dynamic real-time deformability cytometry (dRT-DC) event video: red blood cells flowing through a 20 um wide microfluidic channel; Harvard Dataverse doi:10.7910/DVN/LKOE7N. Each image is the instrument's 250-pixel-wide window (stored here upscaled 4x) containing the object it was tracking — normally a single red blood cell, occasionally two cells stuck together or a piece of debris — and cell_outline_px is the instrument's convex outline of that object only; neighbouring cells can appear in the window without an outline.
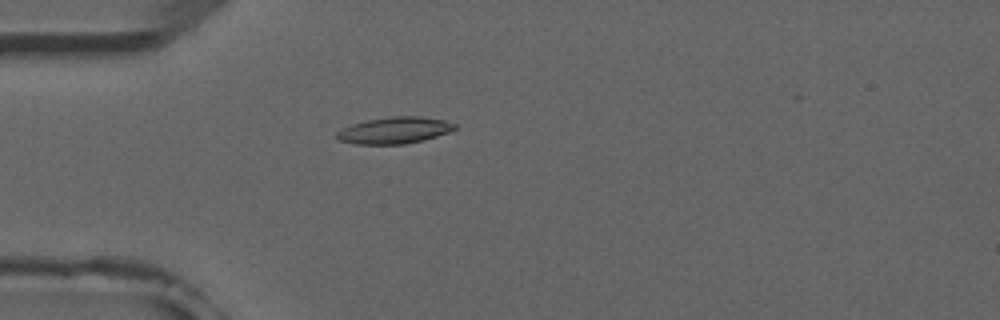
{"species": "common noctule bat (a hibernating species)", "species_latin": "Nyctalus noctula", "temperature_condition": "room temperature", "stored_images_in_passage": 4, "camera_frame_rate_fps": 3000, "um_per_image_px": 0.085, "animal": {"sex": "male", "forearm_length_mm": 52.5}, "frame": {"image": 1, "passage_image": 4, "time_ms": 4.333, "image_size_px": [1000, 320], "cell_outline_px": [[456, 128], [448, 132], [424, 140], [404, 144], [356, 144], [340, 140], [336, 136], [336, 132], [352, 124], [368, 120], [392, 116], [420, 116], [444, 120], [456, 124]], "centroid_in_image_um": [33.54, 11.07], "position_along_channel_um": 51.5, "area_um2": 18.09}}